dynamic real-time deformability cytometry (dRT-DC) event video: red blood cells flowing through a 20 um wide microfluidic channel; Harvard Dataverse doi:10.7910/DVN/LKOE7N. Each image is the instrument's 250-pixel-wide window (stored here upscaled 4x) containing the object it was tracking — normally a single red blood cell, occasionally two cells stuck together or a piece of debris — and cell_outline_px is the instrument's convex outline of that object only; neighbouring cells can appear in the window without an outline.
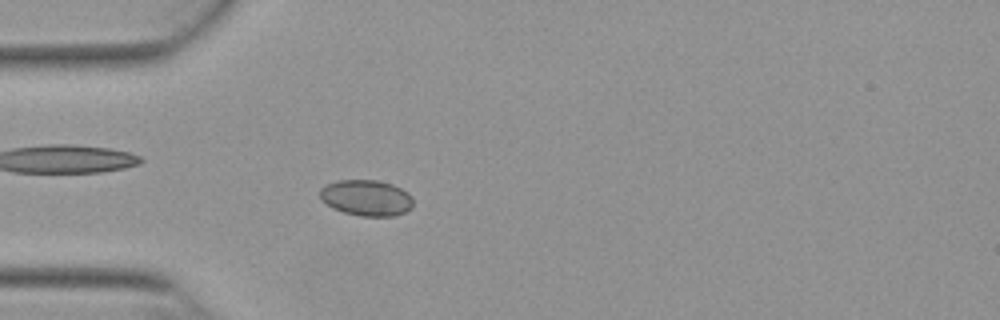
{"species": "Egyptian fruit bat (a non-hibernating species)", "species_latin": "Rousettus aegyptiacus", "temperature_condition": "warm", "stored_images_in_passage": 52, "camera_frame_rate_fps": 3000, "um_per_image_px": 0.085, "animal": {"sex": "female"}, "frame": {"image": 1, "passage_image": 15, "time_ms": 4.667, "image_size_px": [1000, 320], "cell_outline_px": [[412, 208], [396, 216], [360, 216], [344, 212], [332, 208], [320, 200], [320, 188], [336, 180], [376, 180], [392, 184], [408, 192], [412, 196]], "centroid_in_image_um": [31.14, 16.82], "position_along_channel_um": 53.9, "area_um2": 19.65}}
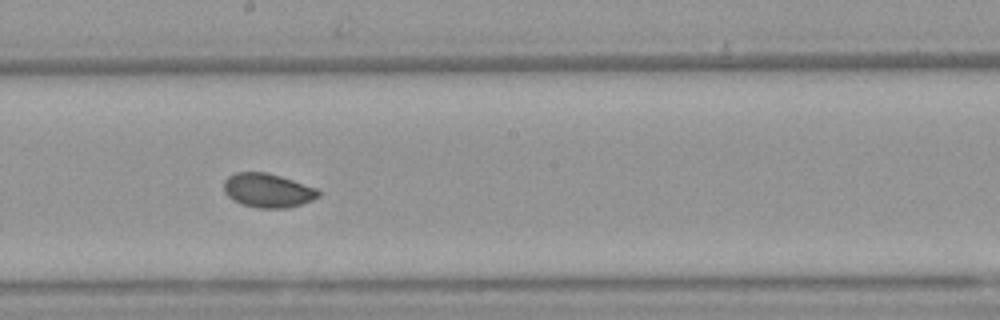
{"frame": {"image": 2, "passage_image": 29, "time_ms": 9.333, "image_size_px": [1000, 320], "cell_outline_px": [[320, 196], [312, 200], [288, 208], [256, 208], [240, 204], [232, 200], [224, 192], [224, 180], [228, 176], [236, 172], [268, 172], [316, 188], [320, 192]], "centroid_in_image_um": [22.73, 16.19], "position_along_channel_um": 225.5, "area_um2": 18.84}}
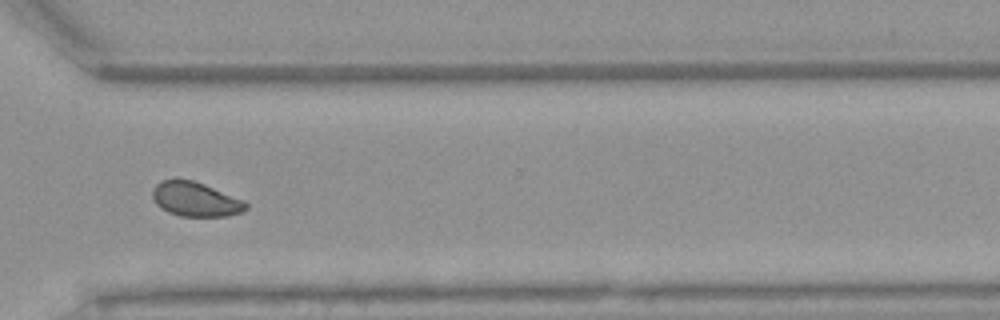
{"frame": {"image": 3, "passage_image": 39, "time_ms": 12.667, "image_size_px": [1000, 320], "cell_outline_px": [[248, 208], [244, 212], [228, 216], [180, 216], [168, 212], [160, 208], [156, 204], [152, 196], [152, 188], [160, 180], [176, 176], [192, 180], [204, 184], [244, 200], [248, 204]], "centroid_in_image_um": [16.58, 16.91], "position_along_channel_um": 354.0, "area_um2": 19.25}, "authors_computed_cell_mechanics": {"area_um2": 18.9873, "velocity_mm_per_s": 3.8459, "shape_relaxation_time_tau1_ms": 3.7543, "shape_relaxation_time_tau2_ms": 3.3005, "deformation_change_tau1": 0.0895, "deformation_change_tau2": 0.0555}}